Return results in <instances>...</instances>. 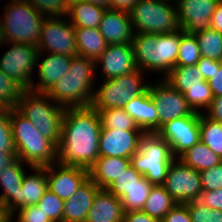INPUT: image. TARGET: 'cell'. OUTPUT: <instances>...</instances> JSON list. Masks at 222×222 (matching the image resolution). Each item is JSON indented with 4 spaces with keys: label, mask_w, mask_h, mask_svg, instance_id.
<instances>
[{
    "label": "cell",
    "mask_w": 222,
    "mask_h": 222,
    "mask_svg": "<svg viewBox=\"0 0 222 222\" xmlns=\"http://www.w3.org/2000/svg\"><path fill=\"white\" fill-rule=\"evenodd\" d=\"M101 130L99 114L92 106L66 108L57 162L89 170L99 158Z\"/></svg>",
    "instance_id": "obj_1"
},
{
    "label": "cell",
    "mask_w": 222,
    "mask_h": 222,
    "mask_svg": "<svg viewBox=\"0 0 222 222\" xmlns=\"http://www.w3.org/2000/svg\"><path fill=\"white\" fill-rule=\"evenodd\" d=\"M96 69V61L79 55L74 56L66 75L60 78L46 94L64 108L91 106Z\"/></svg>",
    "instance_id": "obj_2"
},
{
    "label": "cell",
    "mask_w": 222,
    "mask_h": 222,
    "mask_svg": "<svg viewBox=\"0 0 222 222\" xmlns=\"http://www.w3.org/2000/svg\"><path fill=\"white\" fill-rule=\"evenodd\" d=\"M183 34L181 28L165 34L134 33L132 46L137 68L145 73H163L165 77L176 66Z\"/></svg>",
    "instance_id": "obj_3"
},
{
    "label": "cell",
    "mask_w": 222,
    "mask_h": 222,
    "mask_svg": "<svg viewBox=\"0 0 222 222\" xmlns=\"http://www.w3.org/2000/svg\"><path fill=\"white\" fill-rule=\"evenodd\" d=\"M9 117L18 159L29 169L57 162V146L50 139L43 136L15 107L10 108Z\"/></svg>",
    "instance_id": "obj_4"
},
{
    "label": "cell",
    "mask_w": 222,
    "mask_h": 222,
    "mask_svg": "<svg viewBox=\"0 0 222 222\" xmlns=\"http://www.w3.org/2000/svg\"><path fill=\"white\" fill-rule=\"evenodd\" d=\"M15 108L43 136L58 146L61 139L62 120L66 108L54 102L46 93H38L31 90H23L21 92Z\"/></svg>",
    "instance_id": "obj_5"
},
{
    "label": "cell",
    "mask_w": 222,
    "mask_h": 222,
    "mask_svg": "<svg viewBox=\"0 0 222 222\" xmlns=\"http://www.w3.org/2000/svg\"><path fill=\"white\" fill-rule=\"evenodd\" d=\"M9 1L1 18L5 42L37 47L46 16L25 0Z\"/></svg>",
    "instance_id": "obj_6"
},
{
    "label": "cell",
    "mask_w": 222,
    "mask_h": 222,
    "mask_svg": "<svg viewBox=\"0 0 222 222\" xmlns=\"http://www.w3.org/2000/svg\"><path fill=\"white\" fill-rule=\"evenodd\" d=\"M173 159L169 144L157 132H145L131 165L151 184L163 185Z\"/></svg>",
    "instance_id": "obj_7"
},
{
    "label": "cell",
    "mask_w": 222,
    "mask_h": 222,
    "mask_svg": "<svg viewBox=\"0 0 222 222\" xmlns=\"http://www.w3.org/2000/svg\"><path fill=\"white\" fill-rule=\"evenodd\" d=\"M129 14L134 33L165 34L180 29L175 0H140Z\"/></svg>",
    "instance_id": "obj_8"
},
{
    "label": "cell",
    "mask_w": 222,
    "mask_h": 222,
    "mask_svg": "<svg viewBox=\"0 0 222 222\" xmlns=\"http://www.w3.org/2000/svg\"><path fill=\"white\" fill-rule=\"evenodd\" d=\"M144 71L136 69L120 77L102 80V85L94 90L91 106L98 112L104 109L124 108L125 104L144 93L149 82H143Z\"/></svg>",
    "instance_id": "obj_9"
},
{
    "label": "cell",
    "mask_w": 222,
    "mask_h": 222,
    "mask_svg": "<svg viewBox=\"0 0 222 222\" xmlns=\"http://www.w3.org/2000/svg\"><path fill=\"white\" fill-rule=\"evenodd\" d=\"M66 19V20H65ZM37 49L42 54L56 53L74 57L78 55L75 26L68 17H46L41 26Z\"/></svg>",
    "instance_id": "obj_10"
},
{
    "label": "cell",
    "mask_w": 222,
    "mask_h": 222,
    "mask_svg": "<svg viewBox=\"0 0 222 222\" xmlns=\"http://www.w3.org/2000/svg\"><path fill=\"white\" fill-rule=\"evenodd\" d=\"M5 43L11 47L0 57V69L23 90H29L39 50L33 45Z\"/></svg>",
    "instance_id": "obj_11"
},
{
    "label": "cell",
    "mask_w": 222,
    "mask_h": 222,
    "mask_svg": "<svg viewBox=\"0 0 222 222\" xmlns=\"http://www.w3.org/2000/svg\"><path fill=\"white\" fill-rule=\"evenodd\" d=\"M163 186L178 204L195 201L203 192L200 172L179 158L172 160Z\"/></svg>",
    "instance_id": "obj_12"
},
{
    "label": "cell",
    "mask_w": 222,
    "mask_h": 222,
    "mask_svg": "<svg viewBox=\"0 0 222 222\" xmlns=\"http://www.w3.org/2000/svg\"><path fill=\"white\" fill-rule=\"evenodd\" d=\"M157 133L169 144L174 158H179L200 141V113L176 118Z\"/></svg>",
    "instance_id": "obj_13"
},
{
    "label": "cell",
    "mask_w": 222,
    "mask_h": 222,
    "mask_svg": "<svg viewBox=\"0 0 222 222\" xmlns=\"http://www.w3.org/2000/svg\"><path fill=\"white\" fill-rule=\"evenodd\" d=\"M148 88L158 112V130L167 122L195 113L189 107L184 94L173 88L164 78L160 83L150 82Z\"/></svg>",
    "instance_id": "obj_14"
},
{
    "label": "cell",
    "mask_w": 222,
    "mask_h": 222,
    "mask_svg": "<svg viewBox=\"0 0 222 222\" xmlns=\"http://www.w3.org/2000/svg\"><path fill=\"white\" fill-rule=\"evenodd\" d=\"M219 1L175 0L179 27L184 33L191 35L210 28V20Z\"/></svg>",
    "instance_id": "obj_15"
},
{
    "label": "cell",
    "mask_w": 222,
    "mask_h": 222,
    "mask_svg": "<svg viewBox=\"0 0 222 222\" xmlns=\"http://www.w3.org/2000/svg\"><path fill=\"white\" fill-rule=\"evenodd\" d=\"M144 131H128L102 127L99 157L131 158L139 149Z\"/></svg>",
    "instance_id": "obj_16"
},
{
    "label": "cell",
    "mask_w": 222,
    "mask_h": 222,
    "mask_svg": "<svg viewBox=\"0 0 222 222\" xmlns=\"http://www.w3.org/2000/svg\"><path fill=\"white\" fill-rule=\"evenodd\" d=\"M48 189L63 201L89 178V170L77 166L62 165L58 162L46 166Z\"/></svg>",
    "instance_id": "obj_17"
},
{
    "label": "cell",
    "mask_w": 222,
    "mask_h": 222,
    "mask_svg": "<svg viewBox=\"0 0 222 222\" xmlns=\"http://www.w3.org/2000/svg\"><path fill=\"white\" fill-rule=\"evenodd\" d=\"M97 67H101L102 80L120 77L135 71L137 66L132 43L108 45L96 60Z\"/></svg>",
    "instance_id": "obj_18"
},
{
    "label": "cell",
    "mask_w": 222,
    "mask_h": 222,
    "mask_svg": "<svg viewBox=\"0 0 222 222\" xmlns=\"http://www.w3.org/2000/svg\"><path fill=\"white\" fill-rule=\"evenodd\" d=\"M41 53L37 56L38 81L33 82L29 90L38 93H47L60 78L66 75L72 57L56 53H49L45 58L40 59ZM42 60V61H40ZM40 61V62H39ZM37 85H36V84Z\"/></svg>",
    "instance_id": "obj_19"
},
{
    "label": "cell",
    "mask_w": 222,
    "mask_h": 222,
    "mask_svg": "<svg viewBox=\"0 0 222 222\" xmlns=\"http://www.w3.org/2000/svg\"><path fill=\"white\" fill-rule=\"evenodd\" d=\"M98 29L108 45L132 43L134 30L128 12L106 9Z\"/></svg>",
    "instance_id": "obj_20"
},
{
    "label": "cell",
    "mask_w": 222,
    "mask_h": 222,
    "mask_svg": "<svg viewBox=\"0 0 222 222\" xmlns=\"http://www.w3.org/2000/svg\"><path fill=\"white\" fill-rule=\"evenodd\" d=\"M22 164L24 163L17 159L0 172V187L3 190L0 195V205L9 217L19 208V191H21L23 177L26 174Z\"/></svg>",
    "instance_id": "obj_21"
},
{
    "label": "cell",
    "mask_w": 222,
    "mask_h": 222,
    "mask_svg": "<svg viewBox=\"0 0 222 222\" xmlns=\"http://www.w3.org/2000/svg\"><path fill=\"white\" fill-rule=\"evenodd\" d=\"M100 188L88 178L76 193L64 201L62 222H85Z\"/></svg>",
    "instance_id": "obj_22"
},
{
    "label": "cell",
    "mask_w": 222,
    "mask_h": 222,
    "mask_svg": "<svg viewBox=\"0 0 222 222\" xmlns=\"http://www.w3.org/2000/svg\"><path fill=\"white\" fill-rule=\"evenodd\" d=\"M144 132L158 131V112L150 95L149 88L127 102L123 108Z\"/></svg>",
    "instance_id": "obj_23"
},
{
    "label": "cell",
    "mask_w": 222,
    "mask_h": 222,
    "mask_svg": "<svg viewBox=\"0 0 222 222\" xmlns=\"http://www.w3.org/2000/svg\"><path fill=\"white\" fill-rule=\"evenodd\" d=\"M123 214L121 199L107 189H99L85 222H122Z\"/></svg>",
    "instance_id": "obj_24"
},
{
    "label": "cell",
    "mask_w": 222,
    "mask_h": 222,
    "mask_svg": "<svg viewBox=\"0 0 222 222\" xmlns=\"http://www.w3.org/2000/svg\"><path fill=\"white\" fill-rule=\"evenodd\" d=\"M131 164V158L99 157L89 169V178L100 188L109 187Z\"/></svg>",
    "instance_id": "obj_25"
},
{
    "label": "cell",
    "mask_w": 222,
    "mask_h": 222,
    "mask_svg": "<svg viewBox=\"0 0 222 222\" xmlns=\"http://www.w3.org/2000/svg\"><path fill=\"white\" fill-rule=\"evenodd\" d=\"M32 174L23 177L21 191H19V208L37 205L48 189V180L45 167H31ZM35 172V173H34Z\"/></svg>",
    "instance_id": "obj_26"
},
{
    "label": "cell",
    "mask_w": 222,
    "mask_h": 222,
    "mask_svg": "<svg viewBox=\"0 0 222 222\" xmlns=\"http://www.w3.org/2000/svg\"><path fill=\"white\" fill-rule=\"evenodd\" d=\"M78 55L96 61L108 46L98 28L75 27Z\"/></svg>",
    "instance_id": "obj_27"
},
{
    "label": "cell",
    "mask_w": 222,
    "mask_h": 222,
    "mask_svg": "<svg viewBox=\"0 0 222 222\" xmlns=\"http://www.w3.org/2000/svg\"><path fill=\"white\" fill-rule=\"evenodd\" d=\"M105 10L84 0H70L67 17L75 27L98 28Z\"/></svg>",
    "instance_id": "obj_28"
},
{
    "label": "cell",
    "mask_w": 222,
    "mask_h": 222,
    "mask_svg": "<svg viewBox=\"0 0 222 222\" xmlns=\"http://www.w3.org/2000/svg\"><path fill=\"white\" fill-rule=\"evenodd\" d=\"M179 159L199 172L222 162V158L201 141L188 149Z\"/></svg>",
    "instance_id": "obj_29"
},
{
    "label": "cell",
    "mask_w": 222,
    "mask_h": 222,
    "mask_svg": "<svg viewBox=\"0 0 222 222\" xmlns=\"http://www.w3.org/2000/svg\"><path fill=\"white\" fill-rule=\"evenodd\" d=\"M176 204L163 185H153L142 211L161 221Z\"/></svg>",
    "instance_id": "obj_30"
},
{
    "label": "cell",
    "mask_w": 222,
    "mask_h": 222,
    "mask_svg": "<svg viewBox=\"0 0 222 222\" xmlns=\"http://www.w3.org/2000/svg\"><path fill=\"white\" fill-rule=\"evenodd\" d=\"M173 88L181 93H185L191 86L202 84L204 79L202 73L196 65L192 66H175L170 72L163 77Z\"/></svg>",
    "instance_id": "obj_31"
},
{
    "label": "cell",
    "mask_w": 222,
    "mask_h": 222,
    "mask_svg": "<svg viewBox=\"0 0 222 222\" xmlns=\"http://www.w3.org/2000/svg\"><path fill=\"white\" fill-rule=\"evenodd\" d=\"M98 114L104 128L143 131L123 108L99 110Z\"/></svg>",
    "instance_id": "obj_32"
},
{
    "label": "cell",
    "mask_w": 222,
    "mask_h": 222,
    "mask_svg": "<svg viewBox=\"0 0 222 222\" xmlns=\"http://www.w3.org/2000/svg\"><path fill=\"white\" fill-rule=\"evenodd\" d=\"M200 141L222 158V124L200 113Z\"/></svg>",
    "instance_id": "obj_33"
},
{
    "label": "cell",
    "mask_w": 222,
    "mask_h": 222,
    "mask_svg": "<svg viewBox=\"0 0 222 222\" xmlns=\"http://www.w3.org/2000/svg\"><path fill=\"white\" fill-rule=\"evenodd\" d=\"M201 57L222 61V34L215 29L206 30L195 34Z\"/></svg>",
    "instance_id": "obj_34"
},
{
    "label": "cell",
    "mask_w": 222,
    "mask_h": 222,
    "mask_svg": "<svg viewBox=\"0 0 222 222\" xmlns=\"http://www.w3.org/2000/svg\"><path fill=\"white\" fill-rule=\"evenodd\" d=\"M153 187L144 176L121 198L124 212L142 210Z\"/></svg>",
    "instance_id": "obj_35"
},
{
    "label": "cell",
    "mask_w": 222,
    "mask_h": 222,
    "mask_svg": "<svg viewBox=\"0 0 222 222\" xmlns=\"http://www.w3.org/2000/svg\"><path fill=\"white\" fill-rule=\"evenodd\" d=\"M184 97L187 100L189 107L193 112L201 113L200 109L206 111L212 100L213 95L208 84V81H203L202 84H195L191 86L188 91L184 93Z\"/></svg>",
    "instance_id": "obj_36"
},
{
    "label": "cell",
    "mask_w": 222,
    "mask_h": 222,
    "mask_svg": "<svg viewBox=\"0 0 222 222\" xmlns=\"http://www.w3.org/2000/svg\"><path fill=\"white\" fill-rule=\"evenodd\" d=\"M200 58L201 53L195 35L184 33L179 43L176 66L196 65Z\"/></svg>",
    "instance_id": "obj_37"
},
{
    "label": "cell",
    "mask_w": 222,
    "mask_h": 222,
    "mask_svg": "<svg viewBox=\"0 0 222 222\" xmlns=\"http://www.w3.org/2000/svg\"><path fill=\"white\" fill-rule=\"evenodd\" d=\"M142 177L143 175L137 172L130 164V166L106 189L115 197L121 199Z\"/></svg>",
    "instance_id": "obj_38"
},
{
    "label": "cell",
    "mask_w": 222,
    "mask_h": 222,
    "mask_svg": "<svg viewBox=\"0 0 222 222\" xmlns=\"http://www.w3.org/2000/svg\"><path fill=\"white\" fill-rule=\"evenodd\" d=\"M46 17H67L70 0H25Z\"/></svg>",
    "instance_id": "obj_39"
},
{
    "label": "cell",
    "mask_w": 222,
    "mask_h": 222,
    "mask_svg": "<svg viewBox=\"0 0 222 222\" xmlns=\"http://www.w3.org/2000/svg\"><path fill=\"white\" fill-rule=\"evenodd\" d=\"M45 215H48L52 222H62L64 201L47 189L37 203Z\"/></svg>",
    "instance_id": "obj_40"
},
{
    "label": "cell",
    "mask_w": 222,
    "mask_h": 222,
    "mask_svg": "<svg viewBox=\"0 0 222 222\" xmlns=\"http://www.w3.org/2000/svg\"><path fill=\"white\" fill-rule=\"evenodd\" d=\"M22 91L23 89L0 69V101L13 108L17 105Z\"/></svg>",
    "instance_id": "obj_41"
},
{
    "label": "cell",
    "mask_w": 222,
    "mask_h": 222,
    "mask_svg": "<svg viewBox=\"0 0 222 222\" xmlns=\"http://www.w3.org/2000/svg\"><path fill=\"white\" fill-rule=\"evenodd\" d=\"M192 222H222V211L204 206L197 200L185 203Z\"/></svg>",
    "instance_id": "obj_42"
},
{
    "label": "cell",
    "mask_w": 222,
    "mask_h": 222,
    "mask_svg": "<svg viewBox=\"0 0 222 222\" xmlns=\"http://www.w3.org/2000/svg\"><path fill=\"white\" fill-rule=\"evenodd\" d=\"M9 115V107L0 112V152L16 153Z\"/></svg>",
    "instance_id": "obj_43"
},
{
    "label": "cell",
    "mask_w": 222,
    "mask_h": 222,
    "mask_svg": "<svg viewBox=\"0 0 222 222\" xmlns=\"http://www.w3.org/2000/svg\"><path fill=\"white\" fill-rule=\"evenodd\" d=\"M203 191L222 189V162L212 168L200 171Z\"/></svg>",
    "instance_id": "obj_44"
},
{
    "label": "cell",
    "mask_w": 222,
    "mask_h": 222,
    "mask_svg": "<svg viewBox=\"0 0 222 222\" xmlns=\"http://www.w3.org/2000/svg\"><path fill=\"white\" fill-rule=\"evenodd\" d=\"M16 213L17 222H52L38 205L18 208L10 217L14 219Z\"/></svg>",
    "instance_id": "obj_45"
},
{
    "label": "cell",
    "mask_w": 222,
    "mask_h": 222,
    "mask_svg": "<svg viewBox=\"0 0 222 222\" xmlns=\"http://www.w3.org/2000/svg\"><path fill=\"white\" fill-rule=\"evenodd\" d=\"M197 201L211 209L222 211V189L203 191Z\"/></svg>",
    "instance_id": "obj_46"
},
{
    "label": "cell",
    "mask_w": 222,
    "mask_h": 222,
    "mask_svg": "<svg viewBox=\"0 0 222 222\" xmlns=\"http://www.w3.org/2000/svg\"><path fill=\"white\" fill-rule=\"evenodd\" d=\"M161 222H192L186 204H176L161 220Z\"/></svg>",
    "instance_id": "obj_47"
},
{
    "label": "cell",
    "mask_w": 222,
    "mask_h": 222,
    "mask_svg": "<svg viewBox=\"0 0 222 222\" xmlns=\"http://www.w3.org/2000/svg\"><path fill=\"white\" fill-rule=\"evenodd\" d=\"M196 66L202 73V78L205 81H208L212 78V74L214 73L215 68H219L220 61L201 57Z\"/></svg>",
    "instance_id": "obj_48"
},
{
    "label": "cell",
    "mask_w": 222,
    "mask_h": 222,
    "mask_svg": "<svg viewBox=\"0 0 222 222\" xmlns=\"http://www.w3.org/2000/svg\"><path fill=\"white\" fill-rule=\"evenodd\" d=\"M213 97L222 96V61L219 68H215L212 78L208 80Z\"/></svg>",
    "instance_id": "obj_49"
},
{
    "label": "cell",
    "mask_w": 222,
    "mask_h": 222,
    "mask_svg": "<svg viewBox=\"0 0 222 222\" xmlns=\"http://www.w3.org/2000/svg\"><path fill=\"white\" fill-rule=\"evenodd\" d=\"M122 222H161L159 219L149 216L142 210L124 212Z\"/></svg>",
    "instance_id": "obj_50"
},
{
    "label": "cell",
    "mask_w": 222,
    "mask_h": 222,
    "mask_svg": "<svg viewBox=\"0 0 222 222\" xmlns=\"http://www.w3.org/2000/svg\"><path fill=\"white\" fill-rule=\"evenodd\" d=\"M206 112L207 117L222 124V96L213 97V100Z\"/></svg>",
    "instance_id": "obj_51"
},
{
    "label": "cell",
    "mask_w": 222,
    "mask_h": 222,
    "mask_svg": "<svg viewBox=\"0 0 222 222\" xmlns=\"http://www.w3.org/2000/svg\"><path fill=\"white\" fill-rule=\"evenodd\" d=\"M140 0H110V9L130 12Z\"/></svg>",
    "instance_id": "obj_52"
},
{
    "label": "cell",
    "mask_w": 222,
    "mask_h": 222,
    "mask_svg": "<svg viewBox=\"0 0 222 222\" xmlns=\"http://www.w3.org/2000/svg\"><path fill=\"white\" fill-rule=\"evenodd\" d=\"M210 21V27L222 34V0L217 4Z\"/></svg>",
    "instance_id": "obj_53"
},
{
    "label": "cell",
    "mask_w": 222,
    "mask_h": 222,
    "mask_svg": "<svg viewBox=\"0 0 222 222\" xmlns=\"http://www.w3.org/2000/svg\"><path fill=\"white\" fill-rule=\"evenodd\" d=\"M17 159L16 153L0 152V172L5 167L12 165Z\"/></svg>",
    "instance_id": "obj_54"
},
{
    "label": "cell",
    "mask_w": 222,
    "mask_h": 222,
    "mask_svg": "<svg viewBox=\"0 0 222 222\" xmlns=\"http://www.w3.org/2000/svg\"><path fill=\"white\" fill-rule=\"evenodd\" d=\"M102 8L110 9V0H84Z\"/></svg>",
    "instance_id": "obj_55"
},
{
    "label": "cell",
    "mask_w": 222,
    "mask_h": 222,
    "mask_svg": "<svg viewBox=\"0 0 222 222\" xmlns=\"http://www.w3.org/2000/svg\"><path fill=\"white\" fill-rule=\"evenodd\" d=\"M3 43L5 44V39L3 35V28H2V22H1V17H0V46L1 44L3 45Z\"/></svg>",
    "instance_id": "obj_56"
},
{
    "label": "cell",
    "mask_w": 222,
    "mask_h": 222,
    "mask_svg": "<svg viewBox=\"0 0 222 222\" xmlns=\"http://www.w3.org/2000/svg\"><path fill=\"white\" fill-rule=\"evenodd\" d=\"M8 215L4 212L3 207L0 205V222H3Z\"/></svg>",
    "instance_id": "obj_57"
},
{
    "label": "cell",
    "mask_w": 222,
    "mask_h": 222,
    "mask_svg": "<svg viewBox=\"0 0 222 222\" xmlns=\"http://www.w3.org/2000/svg\"><path fill=\"white\" fill-rule=\"evenodd\" d=\"M6 108L7 106L2 101H0V112L5 110Z\"/></svg>",
    "instance_id": "obj_58"
},
{
    "label": "cell",
    "mask_w": 222,
    "mask_h": 222,
    "mask_svg": "<svg viewBox=\"0 0 222 222\" xmlns=\"http://www.w3.org/2000/svg\"><path fill=\"white\" fill-rule=\"evenodd\" d=\"M3 222H13V219L8 216Z\"/></svg>",
    "instance_id": "obj_59"
}]
</instances>
